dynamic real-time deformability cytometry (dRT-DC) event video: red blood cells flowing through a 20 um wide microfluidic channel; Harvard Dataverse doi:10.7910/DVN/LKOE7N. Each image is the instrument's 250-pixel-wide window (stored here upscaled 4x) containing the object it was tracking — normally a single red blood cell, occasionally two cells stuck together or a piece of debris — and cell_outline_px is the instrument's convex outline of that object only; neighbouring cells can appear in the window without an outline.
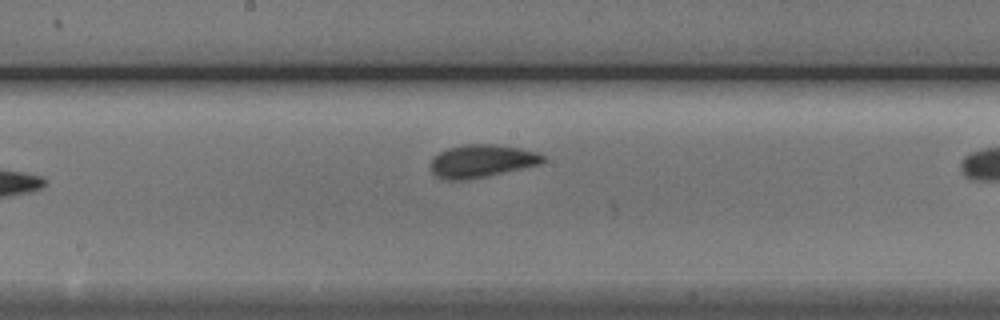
{"species": "Egyptian fruit bat (a non-hibernating species)", "species_latin": "Rousettus aegyptiacus", "temperature_condition": "cold", "stored_images_in_passage": 10, "camera_frame_rate_fps": 3000, "um_per_image_px": 0.085, "animal": {"sex": "male"}, "frame": {"image": 1, "passage_image": 9, "time_ms": 9.333, "image_size_px": [1000, 320], "cell_outline_px": [[544, 160], [540, 164], [484, 176], [464, 180], [444, 180], [436, 176], [432, 172], [428, 164], [432, 156], [448, 148], [464, 144], [492, 144], [520, 148], [536, 152], [544, 156]], "centroid_in_image_um": [40.86, 13.68], "position_along_channel_um": 207.3, "area_um2": 21.39}}
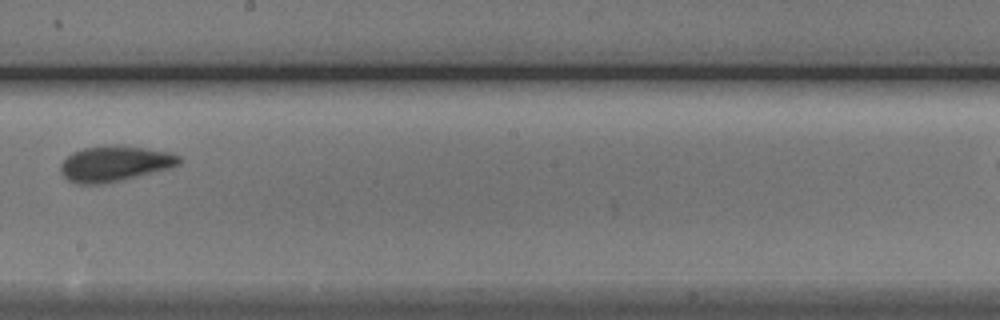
{"frame": {"image": 2, "passage_image": 10, "time_ms": 11.333, "image_size_px": [1000, 320], "cell_outline_px": [[184, 160], [180, 164], [172, 168], [120, 180], [100, 184], [80, 184], [68, 180], [60, 172], [60, 164], [72, 152], [84, 148], [116, 144], [120, 144], [172, 152], [180, 156]], "centroid_in_image_um": [9.8, 13.89], "position_along_channel_um": 238.4, "area_um2": 24.8}}